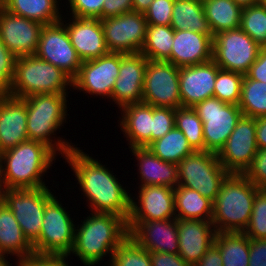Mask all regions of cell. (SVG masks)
Returning a JSON list of instances; mask_svg holds the SVG:
<instances>
[{
  "instance_id": "1",
  "label": "cell",
  "mask_w": 266,
  "mask_h": 266,
  "mask_svg": "<svg viewBox=\"0 0 266 266\" xmlns=\"http://www.w3.org/2000/svg\"><path fill=\"white\" fill-rule=\"evenodd\" d=\"M65 158L72 166L71 169L75 172L78 183L91 204L92 212L112 213L127 221L133 198L128 195L117 178L78 147H73Z\"/></svg>"
},
{
  "instance_id": "2",
  "label": "cell",
  "mask_w": 266,
  "mask_h": 266,
  "mask_svg": "<svg viewBox=\"0 0 266 266\" xmlns=\"http://www.w3.org/2000/svg\"><path fill=\"white\" fill-rule=\"evenodd\" d=\"M55 156L56 154L45 144L33 140L1 152V189L46 187L41 177L53 164L51 162Z\"/></svg>"
},
{
  "instance_id": "3",
  "label": "cell",
  "mask_w": 266,
  "mask_h": 266,
  "mask_svg": "<svg viewBox=\"0 0 266 266\" xmlns=\"http://www.w3.org/2000/svg\"><path fill=\"white\" fill-rule=\"evenodd\" d=\"M79 229H75L71 253L86 266L95 265L106 253L110 258L119 244L129 235L127 221L112 213H91Z\"/></svg>"
},
{
  "instance_id": "4",
  "label": "cell",
  "mask_w": 266,
  "mask_h": 266,
  "mask_svg": "<svg viewBox=\"0 0 266 266\" xmlns=\"http://www.w3.org/2000/svg\"><path fill=\"white\" fill-rule=\"evenodd\" d=\"M260 190L243 174L230 173L213 202L216 232H243L249 224L254 199Z\"/></svg>"
},
{
  "instance_id": "5",
  "label": "cell",
  "mask_w": 266,
  "mask_h": 266,
  "mask_svg": "<svg viewBox=\"0 0 266 266\" xmlns=\"http://www.w3.org/2000/svg\"><path fill=\"white\" fill-rule=\"evenodd\" d=\"M67 93H44L33 94L23 98L27 108V135L28 140L41 142L49 147L54 153L66 155L72 148L64 139L52 143L50 135L62 125L66 118ZM55 146V147H54Z\"/></svg>"
},
{
  "instance_id": "6",
  "label": "cell",
  "mask_w": 266,
  "mask_h": 266,
  "mask_svg": "<svg viewBox=\"0 0 266 266\" xmlns=\"http://www.w3.org/2000/svg\"><path fill=\"white\" fill-rule=\"evenodd\" d=\"M73 79L63 70L36 55L16 57L15 74L8 95L26 98L33 94L66 93Z\"/></svg>"
},
{
  "instance_id": "7",
  "label": "cell",
  "mask_w": 266,
  "mask_h": 266,
  "mask_svg": "<svg viewBox=\"0 0 266 266\" xmlns=\"http://www.w3.org/2000/svg\"><path fill=\"white\" fill-rule=\"evenodd\" d=\"M177 167L178 185L198 191L212 202L230 174L218 160L217 154L208 151H194L184 157Z\"/></svg>"
},
{
  "instance_id": "8",
  "label": "cell",
  "mask_w": 266,
  "mask_h": 266,
  "mask_svg": "<svg viewBox=\"0 0 266 266\" xmlns=\"http://www.w3.org/2000/svg\"><path fill=\"white\" fill-rule=\"evenodd\" d=\"M75 228L68 212L53 196L46 203L41 234L33 244L35 255L69 256L74 247Z\"/></svg>"
},
{
  "instance_id": "9",
  "label": "cell",
  "mask_w": 266,
  "mask_h": 266,
  "mask_svg": "<svg viewBox=\"0 0 266 266\" xmlns=\"http://www.w3.org/2000/svg\"><path fill=\"white\" fill-rule=\"evenodd\" d=\"M53 196L47 187L2 189V200L10 208L32 245L40 237L45 206Z\"/></svg>"
},
{
  "instance_id": "10",
  "label": "cell",
  "mask_w": 266,
  "mask_h": 266,
  "mask_svg": "<svg viewBox=\"0 0 266 266\" xmlns=\"http://www.w3.org/2000/svg\"><path fill=\"white\" fill-rule=\"evenodd\" d=\"M203 123L205 151L218 153L243 115L238 105L210 97L192 107Z\"/></svg>"
},
{
  "instance_id": "11",
  "label": "cell",
  "mask_w": 266,
  "mask_h": 266,
  "mask_svg": "<svg viewBox=\"0 0 266 266\" xmlns=\"http://www.w3.org/2000/svg\"><path fill=\"white\" fill-rule=\"evenodd\" d=\"M260 46L240 27L213 36L212 60L220 69L246 74Z\"/></svg>"
},
{
  "instance_id": "12",
  "label": "cell",
  "mask_w": 266,
  "mask_h": 266,
  "mask_svg": "<svg viewBox=\"0 0 266 266\" xmlns=\"http://www.w3.org/2000/svg\"><path fill=\"white\" fill-rule=\"evenodd\" d=\"M142 102L155 107H182L179 67L169 61L147 60Z\"/></svg>"
},
{
  "instance_id": "13",
  "label": "cell",
  "mask_w": 266,
  "mask_h": 266,
  "mask_svg": "<svg viewBox=\"0 0 266 266\" xmlns=\"http://www.w3.org/2000/svg\"><path fill=\"white\" fill-rule=\"evenodd\" d=\"M100 21L109 52H141L148 25L144 13L131 11Z\"/></svg>"
},
{
  "instance_id": "14",
  "label": "cell",
  "mask_w": 266,
  "mask_h": 266,
  "mask_svg": "<svg viewBox=\"0 0 266 266\" xmlns=\"http://www.w3.org/2000/svg\"><path fill=\"white\" fill-rule=\"evenodd\" d=\"M258 149L256 119L242 115L217 157L229 173L243 174Z\"/></svg>"
},
{
  "instance_id": "15",
  "label": "cell",
  "mask_w": 266,
  "mask_h": 266,
  "mask_svg": "<svg viewBox=\"0 0 266 266\" xmlns=\"http://www.w3.org/2000/svg\"><path fill=\"white\" fill-rule=\"evenodd\" d=\"M35 55L63 70L72 79L77 76L82 64L63 21L42 27Z\"/></svg>"
},
{
  "instance_id": "16",
  "label": "cell",
  "mask_w": 266,
  "mask_h": 266,
  "mask_svg": "<svg viewBox=\"0 0 266 266\" xmlns=\"http://www.w3.org/2000/svg\"><path fill=\"white\" fill-rule=\"evenodd\" d=\"M121 59L122 53L108 52L102 57L82 62L73 79V89L86 91L91 95L111 97Z\"/></svg>"
},
{
  "instance_id": "17",
  "label": "cell",
  "mask_w": 266,
  "mask_h": 266,
  "mask_svg": "<svg viewBox=\"0 0 266 266\" xmlns=\"http://www.w3.org/2000/svg\"><path fill=\"white\" fill-rule=\"evenodd\" d=\"M42 27L0 7V39L15 57L36 54Z\"/></svg>"
},
{
  "instance_id": "18",
  "label": "cell",
  "mask_w": 266,
  "mask_h": 266,
  "mask_svg": "<svg viewBox=\"0 0 266 266\" xmlns=\"http://www.w3.org/2000/svg\"><path fill=\"white\" fill-rule=\"evenodd\" d=\"M147 58L139 53H122L119 75L112 89V100L120 108L142 102Z\"/></svg>"
},
{
  "instance_id": "19",
  "label": "cell",
  "mask_w": 266,
  "mask_h": 266,
  "mask_svg": "<svg viewBox=\"0 0 266 266\" xmlns=\"http://www.w3.org/2000/svg\"><path fill=\"white\" fill-rule=\"evenodd\" d=\"M129 236L151 252L179 254L177 218L127 222Z\"/></svg>"
},
{
  "instance_id": "20",
  "label": "cell",
  "mask_w": 266,
  "mask_h": 266,
  "mask_svg": "<svg viewBox=\"0 0 266 266\" xmlns=\"http://www.w3.org/2000/svg\"><path fill=\"white\" fill-rule=\"evenodd\" d=\"M139 205L131 200V212L127 222H144L176 218L175 196L169 186H141ZM139 206V207H138Z\"/></svg>"
},
{
  "instance_id": "21",
  "label": "cell",
  "mask_w": 266,
  "mask_h": 266,
  "mask_svg": "<svg viewBox=\"0 0 266 266\" xmlns=\"http://www.w3.org/2000/svg\"><path fill=\"white\" fill-rule=\"evenodd\" d=\"M219 69L213 60L179 67L182 107H194L201 101L214 96V84Z\"/></svg>"
},
{
  "instance_id": "22",
  "label": "cell",
  "mask_w": 266,
  "mask_h": 266,
  "mask_svg": "<svg viewBox=\"0 0 266 266\" xmlns=\"http://www.w3.org/2000/svg\"><path fill=\"white\" fill-rule=\"evenodd\" d=\"M177 231L179 255L190 266L202 258L216 234L212 222L194 219L177 218Z\"/></svg>"
},
{
  "instance_id": "23",
  "label": "cell",
  "mask_w": 266,
  "mask_h": 266,
  "mask_svg": "<svg viewBox=\"0 0 266 266\" xmlns=\"http://www.w3.org/2000/svg\"><path fill=\"white\" fill-rule=\"evenodd\" d=\"M28 141L27 108L23 98H0V153Z\"/></svg>"
},
{
  "instance_id": "24",
  "label": "cell",
  "mask_w": 266,
  "mask_h": 266,
  "mask_svg": "<svg viewBox=\"0 0 266 266\" xmlns=\"http://www.w3.org/2000/svg\"><path fill=\"white\" fill-rule=\"evenodd\" d=\"M72 46L82 62L96 59L109 51L100 19L78 18L65 24Z\"/></svg>"
},
{
  "instance_id": "25",
  "label": "cell",
  "mask_w": 266,
  "mask_h": 266,
  "mask_svg": "<svg viewBox=\"0 0 266 266\" xmlns=\"http://www.w3.org/2000/svg\"><path fill=\"white\" fill-rule=\"evenodd\" d=\"M213 35L192 30H174L171 63L177 67L190 66L212 60Z\"/></svg>"
},
{
  "instance_id": "26",
  "label": "cell",
  "mask_w": 266,
  "mask_h": 266,
  "mask_svg": "<svg viewBox=\"0 0 266 266\" xmlns=\"http://www.w3.org/2000/svg\"><path fill=\"white\" fill-rule=\"evenodd\" d=\"M131 150L137 160L139 159L141 186H178L177 164L161 160L147 147H133Z\"/></svg>"
},
{
  "instance_id": "27",
  "label": "cell",
  "mask_w": 266,
  "mask_h": 266,
  "mask_svg": "<svg viewBox=\"0 0 266 266\" xmlns=\"http://www.w3.org/2000/svg\"><path fill=\"white\" fill-rule=\"evenodd\" d=\"M122 109L121 130L130 140V148L147 147L152 142V105L137 103Z\"/></svg>"
},
{
  "instance_id": "28",
  "label": "cell",
  "mask_w": 266,
  "mask_h": 266,
  "mask_svg": "<svg viewBox=\"0 0 266 266\" xmlns=\"http://www.w3.org/2000/svg\"><path fill=\"white\" fill-rule=\"evenodd\" d=\"M0 254L16 255L19 260L35 255L33 245L3 200L0 201Z\"/></svg>"
},
{
  "instance_id": "29",
  "label": "cell",
  "mask_w": 266,
  "mask_h": 266,
  "mask_svg": "<svg viewBox=\"0 0 266 266\" xmlns=\"http://www.w3.org/2000/svg\"><path fill=\"white\" fill-rule=\"evenodd\" d=\"M173 191L176 218L212 222L213 202L211 200L185 186L178 185L173 188Z\"/></svg>"
},
{
  "instance_id": "30",
  "label": "cell",
  "mask_w": 266,
  "mask_h": 266,
  "mask_svg": "<svg viewBox=\"0 0 266 266\" xmlns=\"http://www.w3.org/2000/svg\"><path fill=\"white\" fill-rule=\"evenodd\" d=\"M170 26L174 30H192L213 35L205 17L202 0H175Z\"/></svg>"
},
{
  "instance_id": "31",
  "label": "cell",
  "mask_w": 266,
  "mask_h": 266,
  "mask_svg": "<svg viewBox=\"0 0 266 266\" xmlns=\"http://www.w3.org/2000/svg\"><path fill=\"white\" fill-rule=\"evenodd\" d=\"M202 5L213 36L240 27L242 7L234 0H203Z\"/></svg>"
},
{
  "instance_id": "32",
  "label": "cell",
  "mask_w": 266,
  "mask_h": 266,
  "mask_svg": "<svg viewBox=\"0 0 266 266\" xmlns=\"http://www.w3.org/2000/svg\"><path fill=\"white\" fill-rule=\"evenodd\" d=\"M57 3V0H9L3 8L44 26L62 21Z\"/></svg>"
},
{
  "instance_id": "33",
  "label": "cell",
  "mask_w": 266,
  "mask_h": 266,
  "mask_svg": "<svg viewBox=\"0 0 266 266\" xmlns=\"http://www.w3.org/2000/svg\"><path fill=\"white\" fill-rule=\"evenodd\" d=\"M214 242L223 266H248L250 238L243 232H216Z\"/></svg>"
},
{
  "instance_id": "34",
  "label": "cell",
  "mask_w": 266,
  "mask_h": 266,
  "mask_svg": "<svg viewBox=\"0 0 266 266\" xmlns=\"http://www.w3.org/2000/svg\"><path fill=\"white\" fill-rule=\"evenodd\" d=\"M173 39L174 29L171 26L148 24L145 42L140 53L148 60L169 61L171 63Z\"/></svg>"
},
{
  "instance_id": "35",
  "label": "cell",
  "mask_w": 266,
  "mask_h": 266,
  "mask_svg": "<svg viewBox=\"0 0 266 266\" xmlns=\"http://www.w3.org/2000/svg\"><path fill=\"white\" fill-rule=\"evenodd\" d=\"M147 148L161 160L174 164L194 152L183 132L175 126L163 137L151 142Z\"/></svg>"
},
{
  "instance_id": "36",
  "label": "cell",
  "mask_w": 266,
  "mask_h": 266,
  "mask_svg": "<svg viewBox=\"0 0 266 266\" xmlns=\"http://www.w3.org/2000/svg\"><path fill=\"white\" fill-rule=\"evenodd\" d=\"M238 106L245 116L266 117V83L244 75Z\"/></svg>"
},
{
  "instance_id": "37",
  "label": "cell",
  "mask_w": 266,
  "mask_h": 266,
  "mask_svg": "<svg viewBox=\"0 0 266 266\" xmlns=\"http://www.w3.org/2000/svg\"><path fill=\"white\" fill-rule=\"evenodd\" d=\"M175 127L181 130L194 151H205L203 123L192 107L175 109Z\"/></svg>"
},
{
  "instance_id": "38",
  "label": "cell",
  "mask_w": 266,
  "mask_h": 266,
  "mask_svg": "<svg viewBox=\"0 0 266 266\" xmlns=\"http://www.w3.org/2000/svg\"><path fill=\"white\" fill-rule=\"evenodd\" d=\"M240 28L261 48H266V6L258 3L243 7Z\"/></svg>"
},
{
  "instance_id": "39",
  "label": "cell",
  "mask_w": 266,
  "mask_h": 266,
  "mask_svg": "<svg viewBox=\"0 0 266 266\" xmlns=\"http://www.w3.org/2000/svg\"><path fill=\"white\" fill-rule=\"evenodd\" d=\"M110 260L111 266H151L150 252L129 235L119 244Z\"/></svg>"
},
{
  "instance_id": "40",
  "label": "cell",
  "mask_w": 266,
  "mask_h": 266,
  "mask_svg": "<svg viewBox=\"0 0 266 266\" xmlns=\"http://www.w3.org/2000/svg\"><path fill=\"white\" fill-rule=\"evenodd\" d=\"M244 74L219 69L214 84V97L227 104L238 105Z\"/></svg>"
},
{
  "instance_id": "41",
  "label": "cell",
  "mask_w": 266,
  "mask_h": 266,
  "mask_svg": "<svg viewBox=\"0 0 266 266\" xmlns=\"http://www.w3.org/2000/svg\"><path fill=\"white\" fill-rule=\"evenodd\" d=\"M243 233L250 239H266V189L256 193L250 221Z\"/></svg>"
},
{
  "instance_id": "42",
  "label": "cell",
  "mask_w": 266,
  "mask_h": 266,
  "mask_svg": "<svg viewBox=\"0 0 266 266\" xmlns=\"http://www.w3.org/2000/svg\"><path fill=\"white\" fill-rule=\"evenodd\" d=\"M175 109L152 106V142L163 137L175 126Z\"/></svg>"
},
{
  "instance_id": "43",
  "label": "cell",
  "mask_w": 266,
  "mask_h": 266,
  "mask_svg": "<svg viewBox=\"0 0 266 266\" xmlns=\"http://www.w3.org/2000/svg\"><path fill=\"white\" fill-rule=\"evenodd\" d=\"M175 0H153L144 12L147 24L170 26Z\"/></svg>"
},
{
  "instance_id": "44",
  "label": "cell",
  "mask_w": 266,
  "mask_h": 266,
  "mask_svg": "<svg viewBox=\"0 0 266 266\" xmlns=\"http://www.w3.org/2000/svg\"><path fill=\"white\" fill-rule=\"evenodd\" d=\"M16 57L7 49L0 39V89L8 93L12 87L15 74Z\"/></svg>"
},
{
  "instance_id": "45",
  "label": "cell",
  "mask_w": 266,
  "mask_h": 266,
  "mask_svg": "<svg viewBox=\"0 0 266 266\" xmlns=\"http://www.w3.org/2000/svg\"><path fill=\"white\" fill-rule=\"evenodd\" d=\"M243 175L258 188L266 189V149H258Z\"/></svg>"
},
{
  "instance_id": "46",
  "label": "cell",
  "mask_w": 266,
  "mask_h": 266,
  "mask_svg": "<svg viewBox=\"0 0 266 266\" xmlns=\"http://www.w3.org/2000/svg\"><path fill=\"white\" fill-rule=\"evenodd\" d=\"M72 16L78 18L102 19L104 0H68Z\"/></svg>"
},
{
  "instance_id": "47",
  "label": "cell",
  "mask_w": 266,
  "mask_h": 266,
  "mask_svg": "<svg viewBox=\"0 0 266 266\" xmlns=\"http://www.w3.org/2000/svg\"><path fill=\"white\" fill-rule=\"evenodd\" d=\"M67 256H39L33 255L19 260L18 266H68Z\"/></svg>"
},
{
  "instance_id": "48",
  "label": "cell",
  "mask_w": 266,
  "mask_h": 266,
  "mask_svg": "<svg viewBox=\"0 0 266 266\" xmlns=\"http://www.w3.org/2000/svg\"><path fill=\"white\" fill-rule=\"evenodd\" d=\"M133 11L132 0H104L102 19Z\"/></svg>"
},
{
  "instance_id": "49",
  "label": "cell",
  "mask_w": 266,
  "mask_h": 266,
  "mask_svg": "<svg viewBox=\"0 0 266 266\" xmlns=\"http://www.w3.org/2000/svg\"><path fill=\"white\" fill-rule=\"evenodd\" d=\"M248 266H266V239H250Z\"/></svg>"
},
{
  "instance_id": "50",
  "label": "cell",
  "mask_w": 266,
  "mask_h": 266,
  "mask_svg": "<svg viewBox=\"0 0 266 266\" xmlns=\"http://www.w3.org/2000/svg\"><path fill=\"white\" fill-rule=\"evenodd\" d=\"M151 266H190L179 254L151 252Z\"/></svg>"
},
{
  "instance_id": "51",
  "label": "cell",
  "mask_w": 266,
  "mask_h": 266,
  "mask_svg": "<svg viewBox=\"0 0 266 266\" xmlns=\"http://www.w3.org/2000/svg\"><path fill=\"white\" fill-rule=\"evenodd\" d=\"M245 75L249 79L266 83V48H260L256 61Z\"/></svg>"
},
{
  "instance_id": "52",
  "label": "cell",
  "mask_w": 266,
  "mask_h": 266,
  "mask_svg": "<svg viewBox=\"0 0 266 266\" xmlns=\"http://www.w3.org/2000/svg\"><path fill=\"white\" fill-rule=\"evenodd\" d=\"M193 266H223L222 256L217 244L215 242L211 244L202 258Z\"/></svg>"
},
{
  "instance_id": "53",
  "label": "cell",
  "mask_w": 266,
  "mask_h": 266,
  "mask_svg": "<svg viewBox=\"0 0 266 266\" xmlns=\"http://www.w3.org/2000/svg\"><path fill=\"white\" fill-rule=\"evenodd\" d=\"M256 142L259 149H266V117L256 118Z\"/></svg>"
},
{
  "instance_id": "54",
  "label": "cell",
  "mask_w": 266,
  "mask_h": 266,
  "mask_svg": "<svg viewBox=\"0 0 266 266\" xmlns=\"http://www.w3.org/2000/svg\"><path fill=\"white\" fill-rule=\"evenodd\" d=\"M153 0H132L133 11L144 13Z\"/></svg>"
},
{
  "instance_id": "55",
  "label": "cell",
  "mask_w": 266,
  "mask_h": 266,
  "mask_svg": "<svg viewBox=\"0 0 266 266\" xmlns=\"http://www.w3.org/2000/svg\"><path fill=\"white\" fill-rule=\"evenodd\" d=\"M238 5H240L242 8L251 6L254 4H258L259 0H234Z\"/></svg>"
},
{
  "instance_id": "56",
  "label": "cell",
  "mask_w": 266,
  "mask_h": 266,
  "mask_svg": "<svg viewBox=\"0 0 266 266\" xmlns=\"http://www.w3.org/2000/svg\"><path fill=\"white\" fill-rule=\"evenodd\" d=\"M4 255L0 254V266H10L9 262L5 260Z\"/></svg>"
},
{
  "instance_id": "57",
  "label": "cell",
  "mask_w": 266,
  "mask_h": 266,
  "mask_svg": "<svg viewBox=\"0 0 266 266\" xmlns=\"http://www.w3.org/2000/svg\"><path fill=\"white\" fill-rule=\"evenodd\" d=\"M9 0H0V7H4Z\"/></svg>"
},
{
  "instance_id": "58",
  "label": "cell",
  "mask_w": 266,
  "mask_h": 266,
  "mask_svg": "<svg viewBox=\"0 0 266 266\" xmlns=\"http://www.w3.org/2000/svg\"><path fill=\"white\" fill-rule=\"evenodd\" d=\"M259 4H262V5L266 6V0H259Z\"/></svg>"
},
{
  "instance_id": "59",
  "label": "cell",
  "mask_w": 266,
  "mask_h": 266,
  "mask_svg": "<svg viewBox=\"0 0 266 266\" xmlns=\"http://www.w3.org/2000/svg\"><path fill=\"white\" fill-rule=\"evenodd\" d=\"M2 200V189H1V186H0V201Z\"/></svg>"
},
{
  "instance_id": "60",
  "label": "cell",
  "mask_w": 266,
  "mask_h": 266,
  "mask_svg": "<svg viewBox=\"0 0 266 266\" xmlns=\"http://www.w3.org/2000/svg\"><path fill=\"white\" fill-rule=\"evenodd\" d=\"M5 93L0 89V98L4 95Z\"/></svg>"
}]
</instances>
